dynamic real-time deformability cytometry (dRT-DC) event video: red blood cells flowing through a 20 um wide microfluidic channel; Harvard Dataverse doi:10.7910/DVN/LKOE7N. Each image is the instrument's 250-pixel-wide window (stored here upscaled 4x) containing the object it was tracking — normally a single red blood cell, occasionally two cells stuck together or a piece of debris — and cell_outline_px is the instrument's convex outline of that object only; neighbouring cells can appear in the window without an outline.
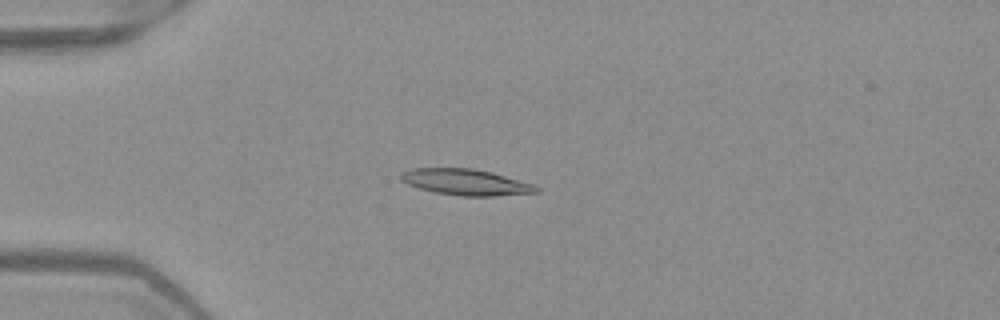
{"species": "Egyptian fruit bat (a non-hibernating species)", "species_latin": "Rousettus aegyptiacus", "temperature_condition": "warm", "stored_images_in_passage": 6, "camera_frame_rate_fps": 3000, "um_per_image_px": 0.085, "frame": {"image": 1, "passage_image": 4, "time_ms": 1.0, "image_size_px": [1000, 320], "cell_outline_px": [[540, 192], [492, 196], [460, 196], [432, 192], [408, 184], [400, 180], [400, 176], [404, 172], [412, 168], [472, 168], [492, 172], [536, 184], [540, 188]], "centroid_in_image_um": [39.64, 15.48], "position_along_channel_um": 45.4, "area_um2": 20.75}}
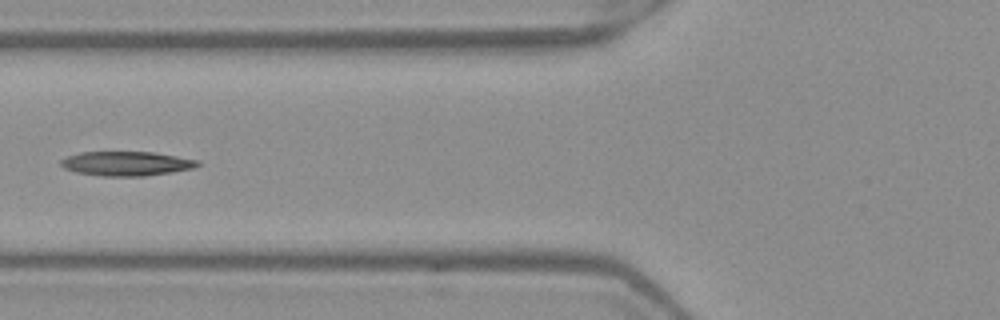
{"frame": {"image": 2, "passage_image": 6, "time_ms": 1.667, "image_size_px": [1000, 320], "cell_outline_px": [[200, 164], [192, 168], [172, 172], [144, 176], [100, 176], [76, 172], [64, 168], [60, 164], [60, 160], [68, 156], [80, 152], [156, 152], [200, 160]], "centroid_in_image_um": [10.75, 13.9], "position_along_channel_um": 115.0, "area_um2": 19.48}}